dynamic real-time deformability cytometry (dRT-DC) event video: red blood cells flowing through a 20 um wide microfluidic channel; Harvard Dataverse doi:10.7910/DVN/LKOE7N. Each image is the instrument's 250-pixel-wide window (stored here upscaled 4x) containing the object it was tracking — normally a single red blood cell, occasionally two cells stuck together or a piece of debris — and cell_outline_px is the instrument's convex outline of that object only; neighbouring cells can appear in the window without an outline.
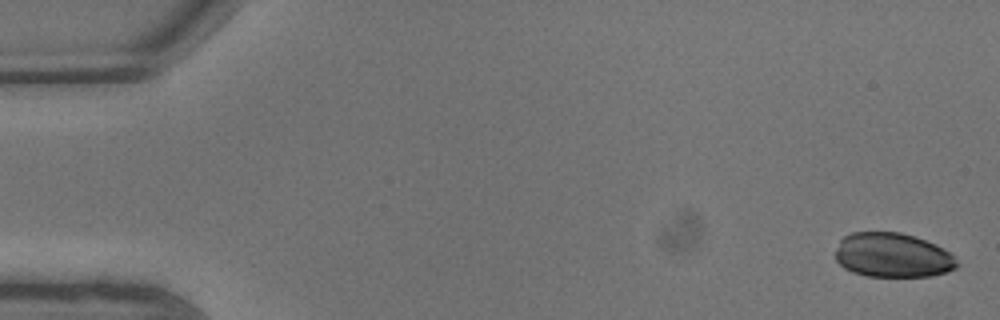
{"species": "common noctule bat (a hibernating species)", "species_latin": "Nyctalus noctula", "temperature_condition": "warm", "stored_images_in_passage": 9, "camera_frame_rate_fps": 3000, "um_per_image_px": 0.085, "animal": {"sex": "male", "body_mass_g": 13.3}, "frame": {"image": 1, "passage_image": 1, "time_ms": 0.0, "image_size_px": [1000, 320], "cell_outline_px": [[956, 268], [948, 272], [932, 276], [864, 276], [852, 272], [844, 268], [836, 260], [836, 248], [840, 240], [844, 236], [852, 232], [900, 232], [936, 244], [948, 252], [956, 260]], "centroid_in_image_um": [75.84, 21.7], "position_along_channel_um": 9.2, "area_um2": 31.39}}
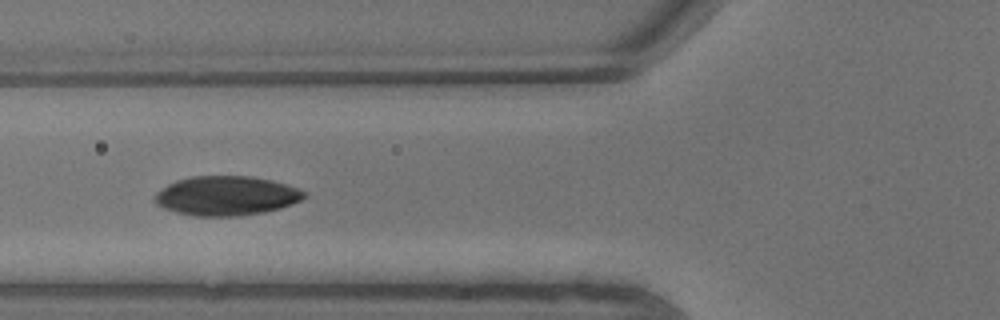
{"frame": {"image": 2, "passage_image": 8, "time_ms": 2.333, "image_size_px": [1000, 320], "cell_outline_px": [[308, 196], [292, 204], [280, 208], [264, 212], [240, 216], [192, 216], [176, 212], [164, 208], [156, 204], [152, 200], [152, 196], [156, 192], [168, 184], [176, 180], [192, 176], [248, 176], [272, 180], [296, 188], [304, 192]], "centroid_in_image_um": [19.19, 16.65], "position_along_channel_um": 106.6, "area_um2": 34.39}}
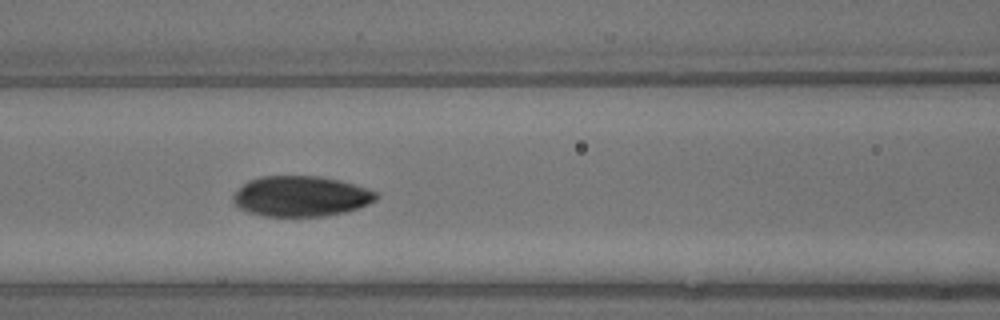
{"frame": {"image": 3, "passage_image": 9, "time_ms": 2.667, "image_size_px": [1000, 320], "cell_outline_px": [[380, 196], [376, 200], [360, 208], [344, 212], [324, 216], [264, 216], [248, 212], [240, 208], [232, 200], [232, 196], [248, 180], [260, 176], [320, 176], [340, 180], [368, 188], [376, 192]], "centroid_in_image_um": [25.61, 16.68], "position_along_channel_um": 141.0, "area_um2": 33.81}}